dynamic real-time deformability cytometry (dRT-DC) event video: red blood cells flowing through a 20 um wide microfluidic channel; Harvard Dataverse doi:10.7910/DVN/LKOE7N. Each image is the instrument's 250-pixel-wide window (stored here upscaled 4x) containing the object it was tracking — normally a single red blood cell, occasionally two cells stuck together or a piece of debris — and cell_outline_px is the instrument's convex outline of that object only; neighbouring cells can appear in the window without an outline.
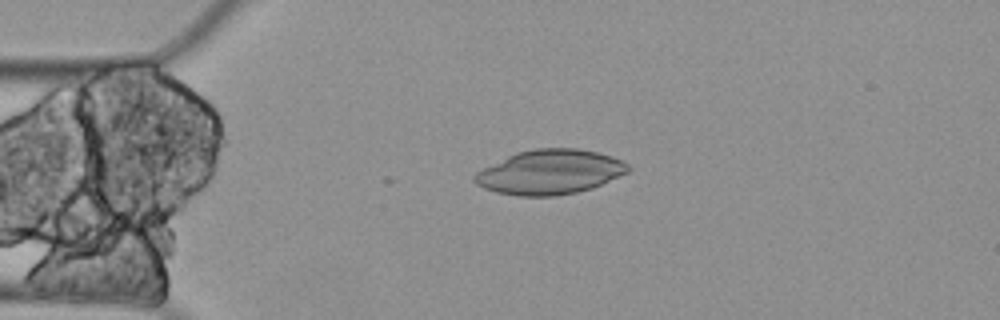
{"species": "Egyptian fruit bat (a non-hibernating species)", "species_latin": "Rousettus aegyptiacus", "temperature_condition": "cold", "stored_images_in_passage": 5, "camera_frame_rate_fps": 3000, "um_per_image_px": 0.085, "animal": {"sex": "female"}, "frame": {"image": 1, "passage_image": 5, "time_ms": 1.333, "image_size_px": [1000, 320], "cell_outline_px": [[632, 168], [628, 172], [592, 188], [576, 192], [556, 196], [520, 196], [496, 192], [484, 188], [476, 184], [472, 180], [472, 176], [476, 172], [516, 152], [536, 148], [576, 148], [596, 152], [612, 156], [628, 164]], "centroid_in_image_um": [46.73, 14.63], "position_along_channel_um": 38.3, "area_um2": 39.77}}